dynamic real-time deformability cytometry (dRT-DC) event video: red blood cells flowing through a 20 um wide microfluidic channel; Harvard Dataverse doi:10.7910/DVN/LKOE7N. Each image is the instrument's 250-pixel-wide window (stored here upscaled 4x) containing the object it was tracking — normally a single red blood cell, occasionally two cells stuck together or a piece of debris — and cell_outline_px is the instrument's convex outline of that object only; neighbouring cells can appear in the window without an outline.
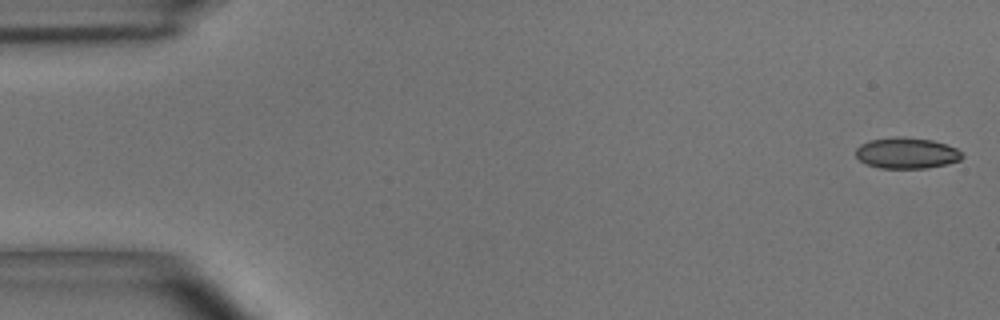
{"species": "common noctule bat (a hibernating species)", "species_latin": "Nyctalus noctula", "temperature_condition": "room temperature", "stored_images_in_passage": 51, "camera_frame_rate_fps": 3000, "um_per_image_px": 0.085, "animal": {"sex": "male", "body_mass_g": 15.6}, "frame": {"image": 1, "passage_image": 1, "time_ms": 0.0, "image_size_px": [1000, 320], "cell_outline_px": [[964, 156], [960, 160], [948, 164], [928, 168], [880, 168], [868, 164], [860, 160], [856, 156], [856, 148], [860, 144], [868, 140], [892, 136], [904, 136], [932, 140], [956, 148]], "centroid_in_image_um": [77.05, 13.0], "position_along_channel_um": 7.9, "area_um2": 19.36}}
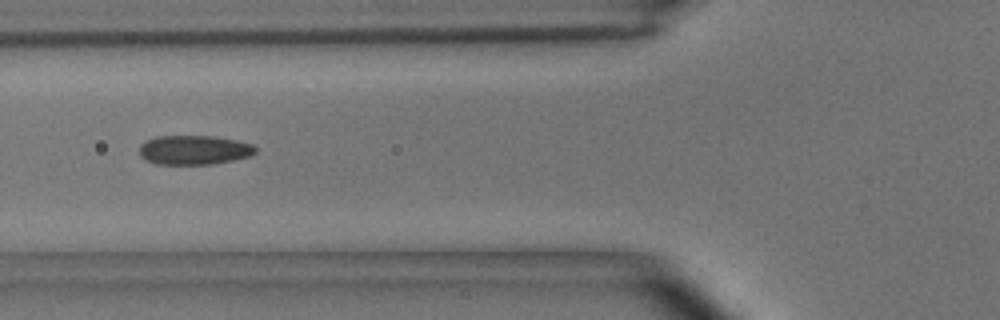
{"frame": {"image": 2, "passage_image": 20, "time_ms": 6.333, "image_size_px": [1000, 320], "cell_outline_px": [[256, 152], [252, 156], [212, 164], [156, 164], [144, 160], [140, 156], [140, 144], [156, 136], [212, 136], [236, 140], [252, 144], [256, 148]], "centroid_in_image_um": [16.49, 12.75], "position_along_channel_um": 109.3, "area_um2": 19.88}}
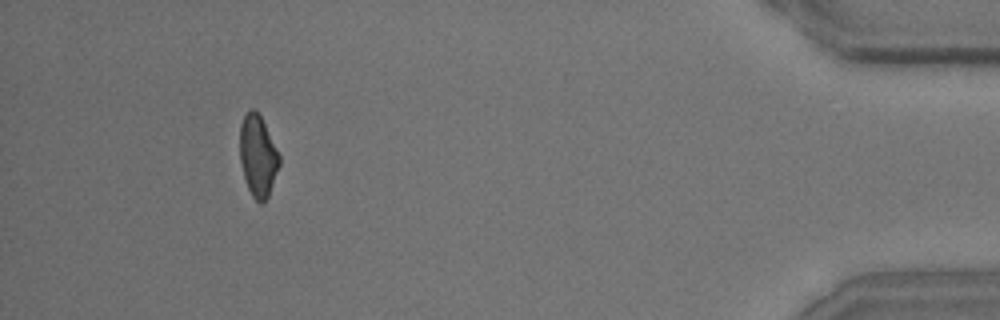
{"frame": {"image": 3, "passage_image": 50, "time_ms": 16.333, "image_size_px": [1000, 320], "cell_outline_px": [[280, 164], [268, 196], [264, 204], [260, 204], [252, 196], [248, 188], [244, 176], [240, 160], [240, 124], [244, 116], [252, 108], [256, 108], [280, 156]], "centroid_in_image_um": [21.91, 13.27], "position_along_channel_um": 413.3, "area_um2": 18.55}}